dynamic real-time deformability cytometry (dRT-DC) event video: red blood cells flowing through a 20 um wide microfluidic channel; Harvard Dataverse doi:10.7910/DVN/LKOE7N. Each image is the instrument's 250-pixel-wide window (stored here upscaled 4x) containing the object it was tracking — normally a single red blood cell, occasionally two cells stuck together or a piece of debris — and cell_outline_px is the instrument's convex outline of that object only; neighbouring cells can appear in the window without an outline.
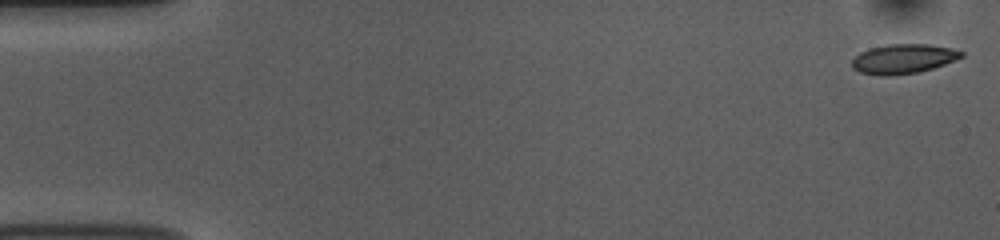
{"species": "common noctule bat (a hibernating species)", "species_latin": "Nyctalus noctula", "temperature_condition": "room temperature", "stored_images_in_passage": 53, "camera_frame_rate_fps": 3000, "um_per_image_px": 0.085, "animal": {"sex": "female", "body_mass_g": 10.0, "forearm_length_mm": 53.1}, "frame": {"image": 1, "passage_image": 1, "time_ms": 0.0, "image_size_px": [1000, 240], "cell_outline_px": [[964, 56], [956, 60], [932, 68], [916, 72], [888, 76], [880, 76], [860, 72], [852, 68], [852, 60], [860, 52], [868, 48], [888, 44], [928, 44], [952, 48], [964, 52]], "centroid_in_image_um": [76.77, 4.99], "position_along_channel_um": 8.2, "area_um2": 18.84}}
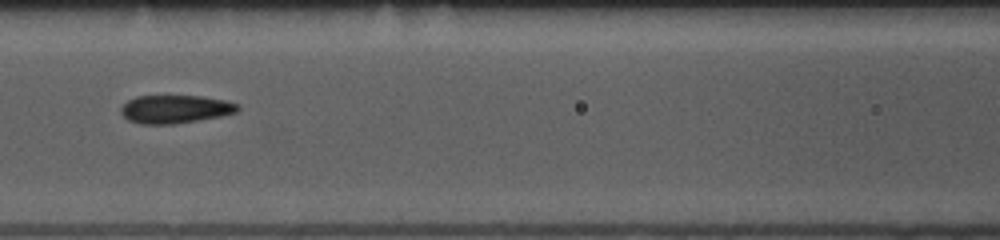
{"frame": {"image": 2, "passage_image": 23, "time_ms": 7.333, "image_size_px": [1000, 240], "cell_outline_px": [[240, 108], [236, 112], [220, 116], [172, 124], [144, 124], [128, 120], [120, 112], [120, 108], [128, 100], [136, 96], [200, 96], [224, 100], [240, 104]], "centroid_in_image_um": [14.88, 9.27], "position_along_channel_um": 151.7, "area_um2": 19.02}}
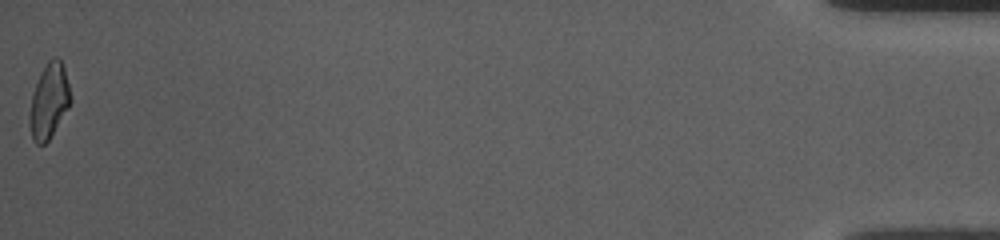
{"frame": {"image": 3, "passage_image": 53, "time_ms": 17.333, "image_size_px": [1000, 240], "cell_outline_px": [[72, 100], [68, 108], [48, 140], [44, 144], [36, 144], [32, 140], [28, 124], [28, 116], [32, 92], [40, 72], [48, 60], [56, 56], [60, 60], [64, 68]], "centroid_in_image_um": [4.13, 8.59], "position_along_channel_um": 431.1, "area_um2": 17.98}, "authors_computed_cell_mechanics": {"area_um2": 18.9584, "velocity_mm_per_s": 3.759, "shape_relaxation_time_tau1_ms": 5.7954, "shape_relaxation_time_tau2_ms": 2.244, "deformation_change_tau1": 0.1421, "deformation_change_tau2": 0.0757}}